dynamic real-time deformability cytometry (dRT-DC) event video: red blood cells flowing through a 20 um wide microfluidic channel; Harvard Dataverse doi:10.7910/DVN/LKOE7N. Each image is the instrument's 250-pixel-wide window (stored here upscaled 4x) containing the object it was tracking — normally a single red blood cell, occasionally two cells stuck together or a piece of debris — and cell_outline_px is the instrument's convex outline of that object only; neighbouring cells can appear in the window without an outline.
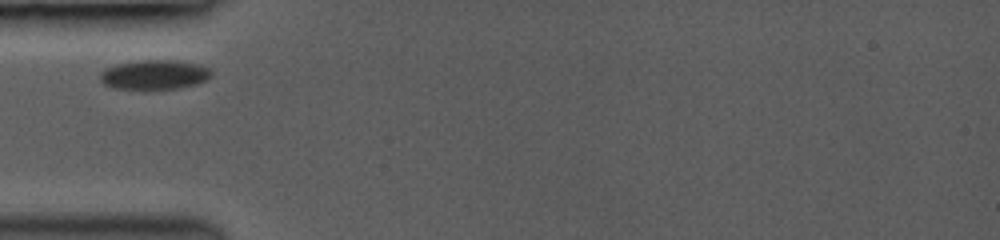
{"species": "common noctule bat (a hibernating species)", "species_latin": "Nyctalus noctula", "temperature_condition": "room temperature", "stored_images_in_passage": 3, "camera_frame_rate_fps": 3000, "um_per_image_px": 0.085, "animal": {"sex": "female", "body_mass_g": 19.0, "forearm_length_mm": 53.3}, "frame": {"image": 1, "passage_image": 1, "time_ms": 0.0, "image_size_px": [1000, 240], "cell_outline_px": [[212, 76], [208, 80], [196, 84], [180, 88], [148, 92], [112, 88], [104, 84], [100, 80], [100, 72], [116, 64], [140, 60], [176, 60], [196, 64], [208, 68], [212, 72]], "centroid_in_image_um": [13.11, 6.4], "position_along_channel_um": 71.9, "area_um2": 19.94}}
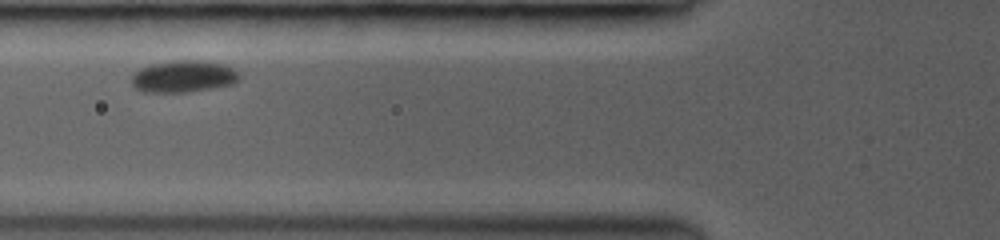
{"frame": {"image": 2, "passage_image": 2, "time_ms": 1.0, "image_size_px": [1000, 240], "cell_outline_px": [[240, 80], [236, 84], [188, 92], [144, 92], [136, 88], [132, 84], [132, 76], [140, 68], [152, 64], [172, 60], [204, 60], [224, 64], [232, 68], [240, 76]], "centroid_in_image_um": [15.63, 6.49], "position_along_channel_um": 110.2, "area_um2": 20.17}}